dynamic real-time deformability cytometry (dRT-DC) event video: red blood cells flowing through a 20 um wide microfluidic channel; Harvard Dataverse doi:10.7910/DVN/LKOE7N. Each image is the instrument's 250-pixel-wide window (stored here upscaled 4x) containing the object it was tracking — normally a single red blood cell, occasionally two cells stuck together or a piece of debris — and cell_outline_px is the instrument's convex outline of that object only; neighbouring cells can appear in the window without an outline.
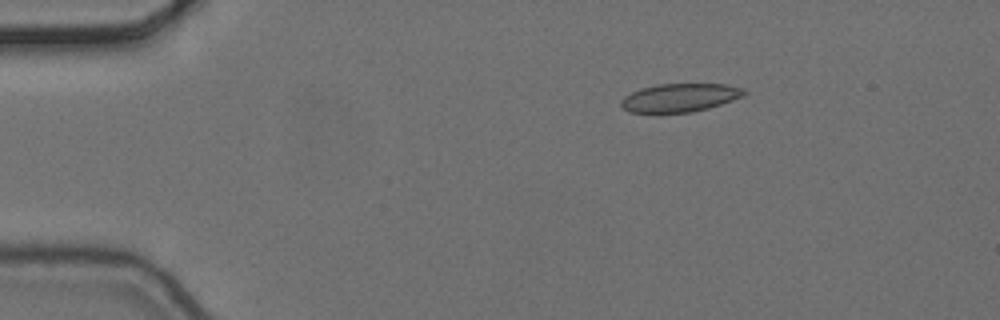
{"species": "common noctule bat (a hibernating species)", "species_latin": "Nyctalus noctula", "temperature_condition": "cold", "stored_images_in_passage": 5, "camera_frame_rate_fps": 3000, "um_per_image_px": 0.085, "animal": {"sex": "female", "body_mass_g": 24.6, "forearm_length_mm": 56.2}, "frame": {"image": 1, "passage_image": 3, "time_ms": 0.667, "image_size_px": [1000, 320], "cell_outline_px": [[748, 92], [732, 100], [708, 108], [692, 112], [628, 112], [620, 104], [620, 100], [624, 96], [640, 88], [656, 84], [728, 84], [744, 88]], "centroid_in_image_um": [57.77, 8.29], "position_along_channel_um": 27.2, "area_um2": 20.23}}